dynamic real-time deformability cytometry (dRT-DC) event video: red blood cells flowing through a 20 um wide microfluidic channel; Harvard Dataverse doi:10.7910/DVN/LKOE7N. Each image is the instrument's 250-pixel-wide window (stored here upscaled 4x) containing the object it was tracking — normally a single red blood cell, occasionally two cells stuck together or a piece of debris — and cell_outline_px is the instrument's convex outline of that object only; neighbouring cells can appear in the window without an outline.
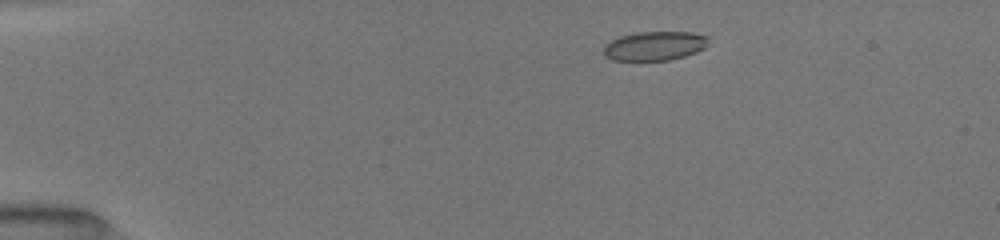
{"species": "common noctule bat (a hibernating species)", "species_latin": "Nyctalus noctula", "temperature_condition": "room temperature", "stored_images_in_passage": 16, "camera_frame_rate_fps": 3000, "um_per_image_px": 0.085, "animal": {"sex": "female", "body_mass_g": 19.5, "forearm_length_mm": 54.1}, "frame": {"image": 1, "passage_image": 4, "time_ms": 1.333, "image_size_px": [1000, 240], "cell_outline_px": [[708, 36], [704, 48], [696, 52], [684, 56], [668, 60], [612, 60], [604, 56], [604, 48], [612, 40], [620, 36], [636, 32], [692, 32]], "centroid_in_image_um": [55.64, 3.9], "position_along_channel_um": 29.4, "area_um2": 17.57}}
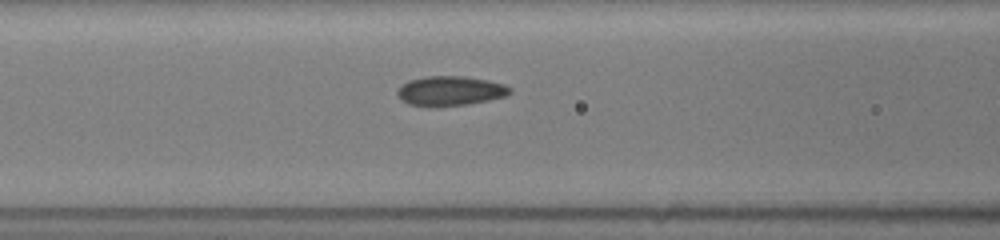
{"frame": {"image": 2, "passage_image": 13, "time_ms": 5.667, "image_size_px": [1000, 240], "cell_outline_px": [[512, 92], [508, 96], [468, 104], [432, 108], [428, 108], [408, 104], [396, 92], [408, 80], [428, 76], [464, 76], [488, 80], [504, 84], [512, 88]], "centroid_in_image_um": [38.31, 7.74], "position_along_channel_um": 128.3, "area_um2": 19.65}}
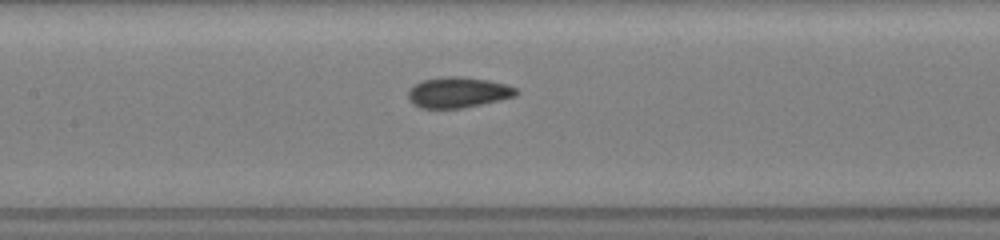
{"frame": {"image": 3, "passage_image": 16, "time_ms": 6.667, "image_size_px": [1000, 240], "cell_outline_px": [[516, 96], [500, 100], [460, 108], [420, 108], [412, 104], [408, 100], [408, 88], [412, 84], [420, 80], [444, 76], [460, 76], [488, 80], [504, 84], [516, 88]], "centroid_in_image_um": [38.84, 7.84], "position_along_channel_um": 168.6, "area_um2": 19.42}}